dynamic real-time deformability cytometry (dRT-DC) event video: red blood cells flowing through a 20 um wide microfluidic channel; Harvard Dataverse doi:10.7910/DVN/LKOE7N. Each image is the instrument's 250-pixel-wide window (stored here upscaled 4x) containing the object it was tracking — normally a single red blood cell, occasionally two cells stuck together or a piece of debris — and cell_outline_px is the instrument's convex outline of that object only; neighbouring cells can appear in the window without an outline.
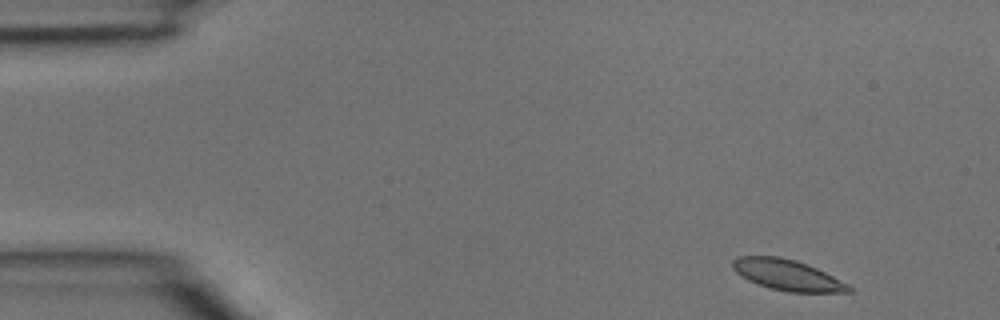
{"species": "common noctule bat (a hibernating species)", "species_latin": "Nyctalus noctula", "temperature_condition": "room temperature", "stored_images_in_passage": 5, "camera_frame_rate_fps": 3000, "um_per_image_px": 0.085, "animal": {"sex": "male", "body_mass_g": 15.6}, "frame": {"image": 1, "passage_image": 5, "time_ms": 1.333, "image_size_px": [1000, 320], "cell_outline_px": [[852, 292], [788, 292], [756, 284], [740, 276], [732, 268], [732, 260], [736, 256], [776, 256], [796, 260], [808, 264], [848, 284], [852, 288]], "centroid_in_image_um": [66.88, 23.37], "position_along_channel_um": 18.1, "area_um2": 20.81}}